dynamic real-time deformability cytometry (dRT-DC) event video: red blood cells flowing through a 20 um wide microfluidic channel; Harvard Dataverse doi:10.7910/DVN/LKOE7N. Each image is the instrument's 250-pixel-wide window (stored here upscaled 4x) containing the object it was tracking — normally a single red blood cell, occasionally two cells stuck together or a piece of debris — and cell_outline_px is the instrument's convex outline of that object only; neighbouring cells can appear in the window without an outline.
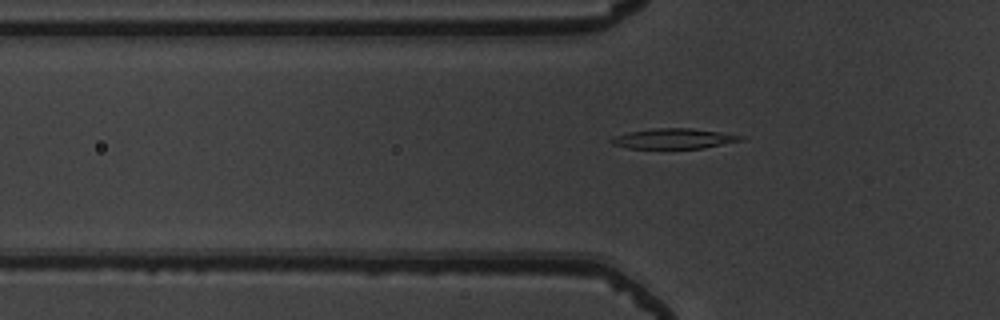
{"species": "common noctule bat (a hibernating species)", "species_latin": "Nyctalus noctula", "temperature_condition": "warm", "stored_images_in_passage": 35, "camera_frame_rate_fps": 3000, "um_per_image_px": 0.085, "animal": {"sex": "male", "body_mass_g": 19.5, "forearm_length_mm": 54.6}, "frame": {"image": 1, "passage_image": 5, "time_ms": 1.333, "image_size_px": [1000, 320], "cell_outline_px": [[744, 140], [704, 148], [628, 148], [612, 144], [608, 140], [616, 136], [628, 132], [652, 128], [692, 128], [720, 132], [744, 136]], "centroid_in_image_um": [57.28, 11.78], "position_along_channel_um": 68.5, "area_um2": 15.2}}
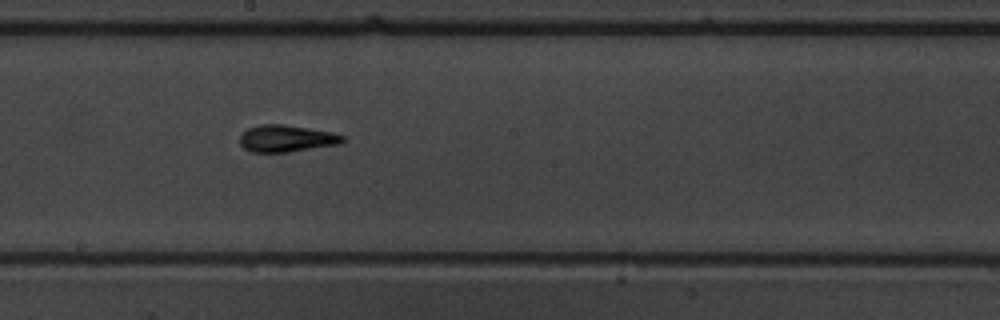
{"frame": {"image": 2, "passage_image": 17, "time_ms": 5.333, "image_size_px": [1000, 320], "cell_outline_px": [[348, 140], [340, 144], [288, 152], [252, 152], [244, 148], [240, 144], [240, 136], [248, 128], [260, 124], [284, 124], [332, 132], [348, 136]], "centroid_in_image_um": [24.41, 11.77], "position_along_channel_um": 223.8, "area_um2": 16.3}}
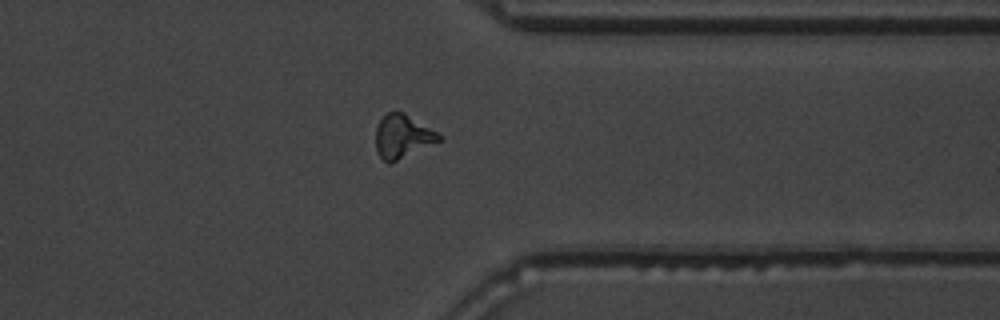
{"frame": {"image": 3, "passage_image": 29, "time_ms": 9.333, "image_size_px": [1000, 320], "cell_outline_px": [[444, 136], [440, 140], [388, 164], [376, 152], [376, 128], [380, 120], [388, 112], [404, 112], [440, 132]], "centroid_in_image_um": [34.24, 11.57], "position_along_channel_um": 377.2, "area_um2": 15.95}}